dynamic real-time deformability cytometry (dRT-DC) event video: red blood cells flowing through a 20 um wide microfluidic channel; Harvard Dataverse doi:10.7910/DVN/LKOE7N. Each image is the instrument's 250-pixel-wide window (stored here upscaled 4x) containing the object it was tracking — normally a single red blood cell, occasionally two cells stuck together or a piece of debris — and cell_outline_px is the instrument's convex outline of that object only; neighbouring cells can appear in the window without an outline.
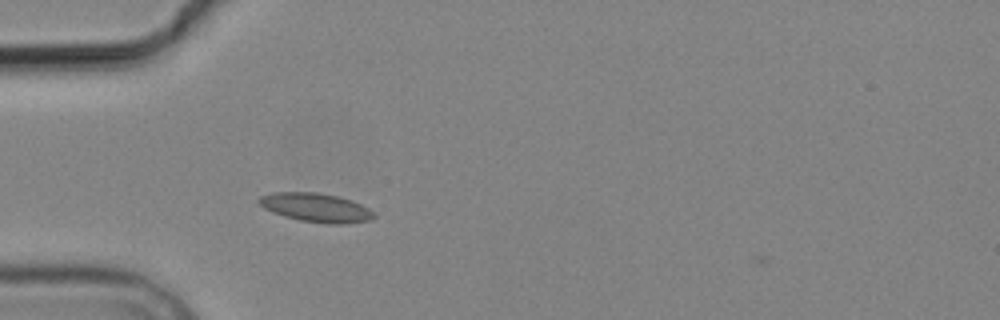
{"species": "common noctule bat (a hibernating species)", "species_latin": "Nyctalus noctula", "temperature_condition": "cold", "stored_images_in_passage": 1, "camera_frame_rate_fps": 3000, "um_per_image_px": 0.085, "animal": {"sex": "male", "body_mass_g": 19.2, "forearm_length_mm": 51.8}, "frame": {"image": 1, "passage_image": 1, "time_ms": 0.0, "image_size_px": [1000, 320], "cell_outline_px": [[376, 216], [372, 220], [344, 224], [328, 224], [300, 220], [284, 216], [272, 212], [264, 208], [256, 200], [260, 196], [272, 192], [316, 192], [336, 196], [360, 204], [368, 208]], "centroid_in_image_um": [26.83, 17.65], "position_along_channel_um": 58.2, "area_um2": 19.25}}